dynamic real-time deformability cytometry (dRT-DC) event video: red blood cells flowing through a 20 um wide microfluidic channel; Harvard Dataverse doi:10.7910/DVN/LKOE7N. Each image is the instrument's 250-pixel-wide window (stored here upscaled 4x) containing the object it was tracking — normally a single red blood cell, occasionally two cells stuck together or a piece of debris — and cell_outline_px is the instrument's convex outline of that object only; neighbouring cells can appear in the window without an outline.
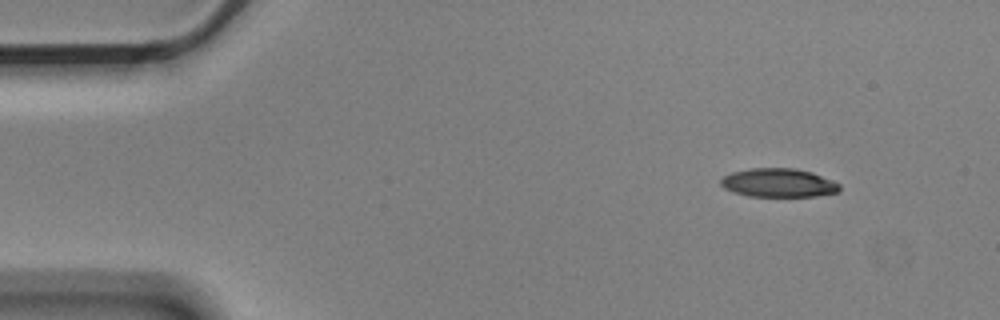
{"species": "Egyptian fruit bat (a non-hibernating species)", "species_latin": "Rousettus aegyptiacus", "temperature_condition": "cold", "stored_images_in_passage": 4, "camera_frame_rate_fps": 3000, "um_per_image_px": 0.085, "animal": {"sex": "male"}, "frame": {"image": 1, "passage_image": 2, "time_ms": 0.333, "image_size_px": [1000, 320], "cell_outline_px": [[840, 192], [816, 196], [748, 196], [732, 192], [724, 188], [720, 184], [720, 180], [724, 176], [732, 172], [748, 168], [796, 168], [812, 172], [840, 184]], "centroid_in_image_um": [66.16, 15.54], "position_along_channel_um": 18.8, "area_um2": 19.94}}
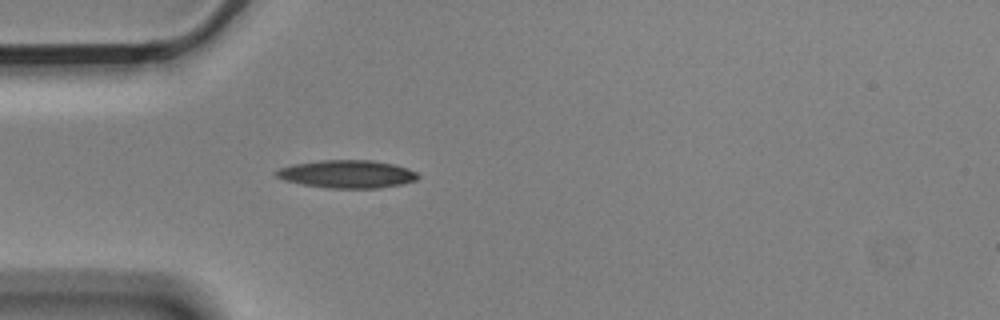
{"frame": {"image": 2, "passage_image": 4, "time_ms": 1.0, "image_size_px": [1000, 320], "cell_outline_px": [[420, 176], [416, 180], [404, 184], [380, 188], [328, 188], [304, 184], [284, 180], [276, 176], [272, 172], [280, 168], [292, 164], [320, 160], [372, 160], [392, 164], [408, 168], [416, 172]], "centroid_in_image_um": [29.51, 14.79], "position_along_channel_um": 55.5, "area_um2": 23.12}}